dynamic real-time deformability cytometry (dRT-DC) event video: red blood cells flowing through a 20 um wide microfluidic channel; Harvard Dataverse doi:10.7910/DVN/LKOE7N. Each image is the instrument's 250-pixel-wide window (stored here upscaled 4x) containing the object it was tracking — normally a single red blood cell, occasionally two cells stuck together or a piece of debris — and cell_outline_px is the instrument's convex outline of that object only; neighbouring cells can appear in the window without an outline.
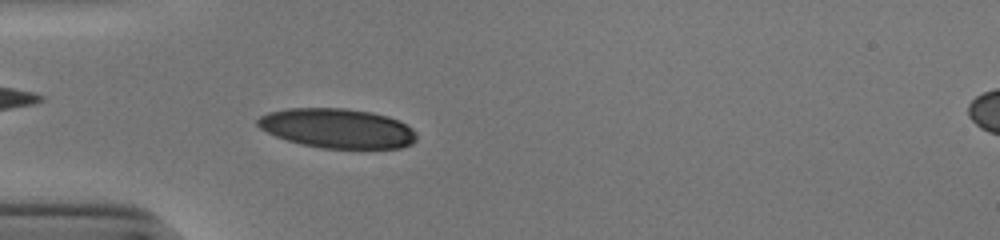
{"species": "human", "species_latin": "Homo sapiens", "temperature_condition": "cold", "stored_images_in_passage": 49, "camera_frame_rate_fps": 3000, "um_per_image_px": 0.085, "donor": {"sex": "male"}, "frame": {"image": 1, "passage_image": 13, "time_ms": 4.0, "image_size_px": [1000, 240], "cell_outline_px": [[416, 140], [412, 144], [400, 148], [324, 148], [300, 144], [276, 136], [260, 128], [256, 124], [256, 120], [260, 116], [268, 112], [288, 108], [344, 108], [372, 112], [388, 116], [412, 128], [416, 132]], "centroid_in_image_um": [28.66, 10.9], "position_along_channel_um": 56.3, "area_um2": 36.59}}
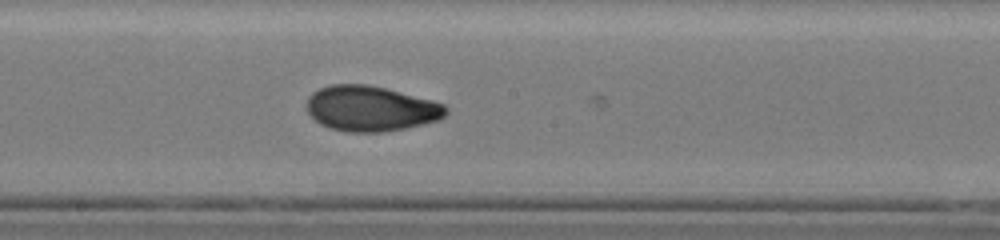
{"frame": {"image": 2, "passage_image": 26, "time_ms": 8.333, "image_size_px": [1000, 240], "cell_outline_px": [[448, 112], [440, 120], [424, 124], [404, 128], [380, 132], [348, 132], [332, 128], [320, 124], [308, 112], [304, 104], [308, 96], [312, 92], [328, 84], [368, 84], [432, 100], [444, 104], [448, 108]], "centroid_in_image_um": [31.5, 9.22], "position_along_channel_um": 216.7, "area_um2": 36.88}}
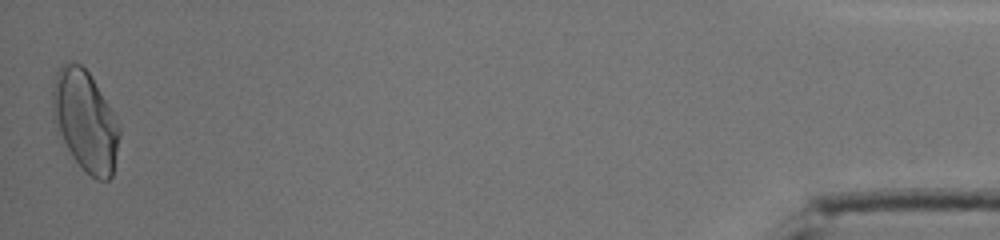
{"frame": {"image": 3, "passage_image": 49, "time_ms": 16.0, "image_size_px": [1000, 240], "cell_outline_px": [[120, 136], [112, 176], [108, 180], [96, 180], [72, 156], [56, 132], [52, 120], [52, 92], [56, 72], [68, 60], [80, 64], [92, 76], [112, 112], [120, 128]], "centroid_in_image_um": [7.21, 10.26], "position_along_channel_um": 428.0, "area_um2": 39.13}, "authors_computed_cell_mechanics": {"area_um2": 35.1424, "velocity_mm_per_s": 3.8897, "shape_relaxation_time_tau1_ms": 5.3829, "shape_relaxation_time_tau2_ms": 1.6302, "deformation_change_tau1": 0.1951, "deformation_change_tau2": 0.0542}}